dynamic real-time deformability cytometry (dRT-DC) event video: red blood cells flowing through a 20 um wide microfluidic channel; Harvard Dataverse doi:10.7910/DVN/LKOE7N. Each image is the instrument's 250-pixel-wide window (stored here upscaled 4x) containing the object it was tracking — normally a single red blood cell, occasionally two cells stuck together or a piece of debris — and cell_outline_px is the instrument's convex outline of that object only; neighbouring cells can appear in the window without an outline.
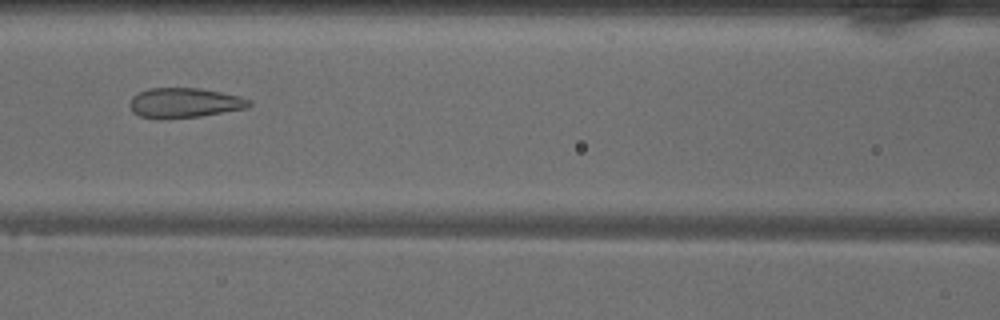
{"species": "common noctule bat (a hibernating species)", "species_latin": "Nyctalus noctula", "temperature_condition": "warm", "stored_images_in_passage": 44, "camera_frame_rate_fps": 3000, "um_per_image_px": 0.085, "animal": {"sex": "male", "body_mass_g": 18.8}, "frame": {"image": 1, "passage_image": 16, "time_ms": 5.0, "image_size_px": [1000, 320], "cell_outline_px": [[252, 104], [248, 108], [200, 116], [156, 120], [140, 116], [132, 112], [128, 104], [132, 96], [148, 88], [200, 88], [240, 96], [252, 100]], "centroid_in_image_um": [15.66, 8.75], "position_along_channel_um": 150.9, "area_um2": 21.1}}
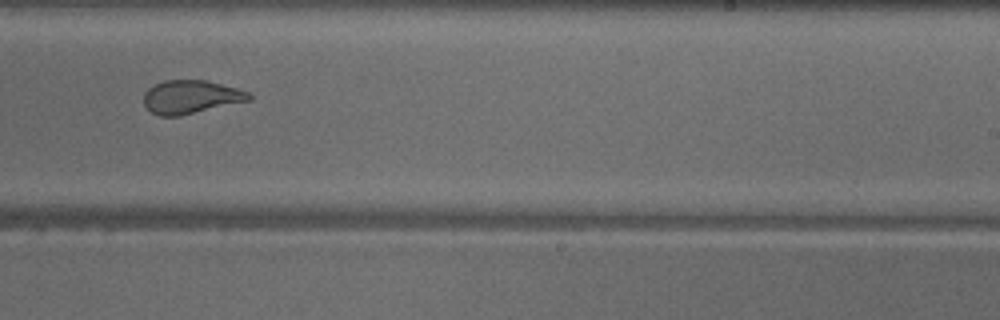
{"frame": {"image": 2, "passage_image": 25, "time_ms": 8.0, "image_size_px": [1000, 320], "cell_outline_px": [[252, 100], [180, 116], [160, 116], [152, 112], [144, 104], [144, 92], [148, 88], [164, 80], [204, 80], [236, 88], [248, 92], [252, 96]], "centroid_in_image_um": [16.22, 8.25], "position_along_channel_um": 272.8, "area_um2": 20.4}}
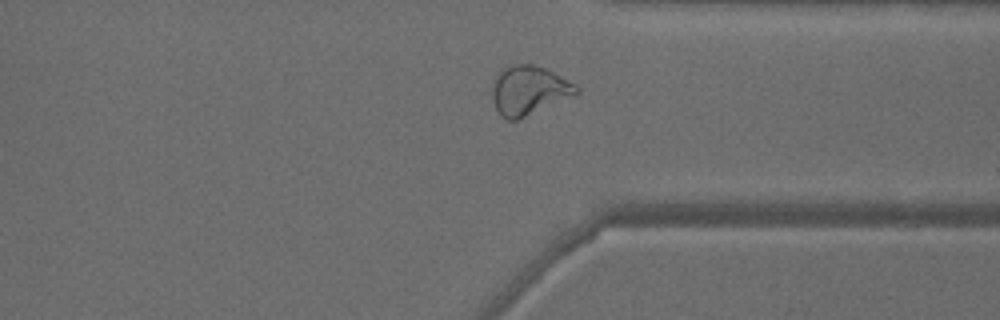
{"frame": {"image": 3, "passage_image": 32, "time_ms": 10.333, "image_size_px": [1000, 320], "cell_outline_px": [[580, 92], [516, 120], [508, 120], [496, 108], [492, 100], [492, 92], [496, 76], [508, 64], [532, 64], [544, 68], [576, 84], [580, 88]], "centroid_in_image_um": [44.95, 7.65], "position_along_channel_um": 366.5, "area_um2": 23.47}, "authors_computed_cell_mechanics": {"area_um2": 23.4379, "velocity_mm_per_s": 4.0735, "shape_relaxation_time_tau1_ms": 8.129, "shape_relaxation_time_tau2_ms": 0.9174, "deformation_change_tau1": 0.2132, "deformation_change_tau2": 0.067}}